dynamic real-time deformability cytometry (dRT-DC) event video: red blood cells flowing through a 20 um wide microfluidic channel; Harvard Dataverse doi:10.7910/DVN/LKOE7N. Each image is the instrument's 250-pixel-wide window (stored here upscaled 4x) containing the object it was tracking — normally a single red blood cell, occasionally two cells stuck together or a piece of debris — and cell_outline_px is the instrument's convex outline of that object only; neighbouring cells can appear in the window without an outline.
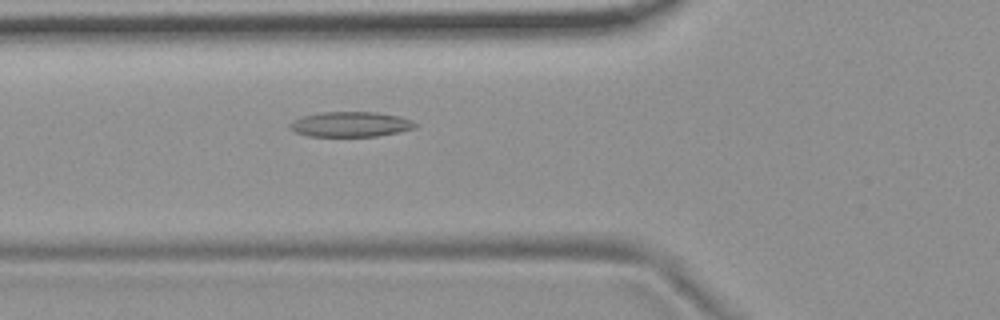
{"species": "common noctule bat (a hibernating species)", "species_latin": "Nyctalus noctula", "temperature_condition": "room temperature", "stored_images_in_passage": 5, "camera_frame_rate_fps": 3000, "um_per_image_px": 0.085, "animal": {"sex": "female", "body_mass_g": 19.9}, "frame": {"image": 1, "passage_image": 5, "time_ms": 1.333, "image_size_px": [1000, 320], "cell_outline_px": [[416, 128], [376, 136], [308, 136], [296, 132], [288, 128], [288, 124], [292, 120], [304, 116], [320, 112], [376, 112], [400, 116], [412, 120], [416, 124]], "centroid_in_image_um": [29.77, 10.56], "position_along_channel_um": 96.0, "area_um2": 18.32}}